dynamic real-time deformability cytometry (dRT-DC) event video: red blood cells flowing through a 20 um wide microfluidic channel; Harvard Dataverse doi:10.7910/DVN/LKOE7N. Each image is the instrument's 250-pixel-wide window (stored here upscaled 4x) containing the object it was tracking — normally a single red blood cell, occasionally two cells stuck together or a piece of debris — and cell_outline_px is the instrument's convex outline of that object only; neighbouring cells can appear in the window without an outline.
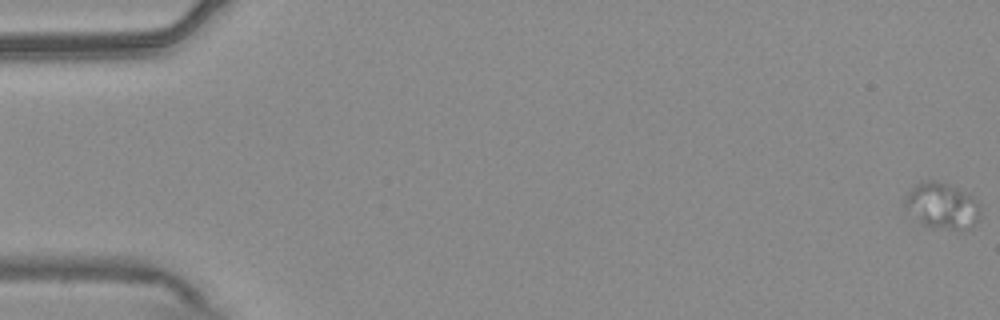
{"species": "common noctule bat (a hibernating species)", "species_latin": "Nyctalus noctula", "temperature_condition": "warm", "stored_images_in_passage": 56, "camera_frame_rate_fps": 3000, "um_per_image_px": 0.085, "animal": {"sex": "male", "body_mass_g": 20.4}, "frame": {"image": 1, "passage_image": 1, "time_ms": 0.0, "image_size_px": [1000, 320], "cell_outline_px": [[980, 216], [972, 228], [960, 232], [920, 224], [904, 204], [904, 196], [916, 184], [924, 180], [936, 180], [948, 184], [972, 196], [980, 204]], "centroid_in_image_um": [80.1, 17.52], "position_along_channel_um": 4.9, "area_um2": 20.52}}
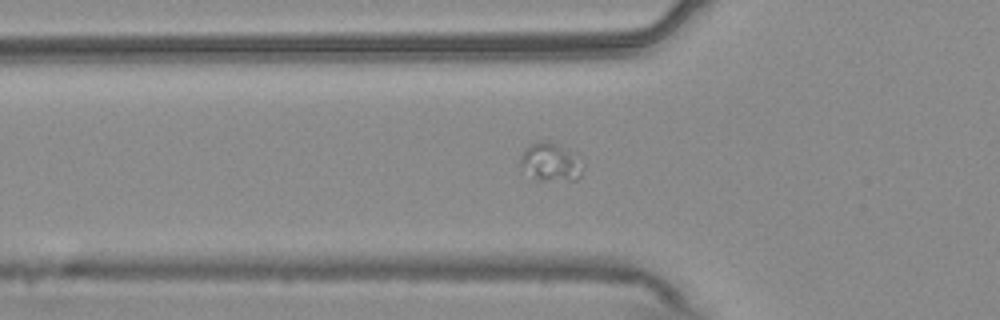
{"frame": {"image": 2, "passage_image": 20, "time_ms": 6.333, "image_size_px": [1000, 320], "cell_outline_px": [[584, 168], [580, 176], [576, 180], [540, 180], [520, 168], [516, 164], [524, 148], [540, 140], [548, 140], [580, 152], [584, 164]], "centroid_in_image_um": [46.86, 13.73], "position_along_channel_um": 78.9, "area_um2": 14.8}}
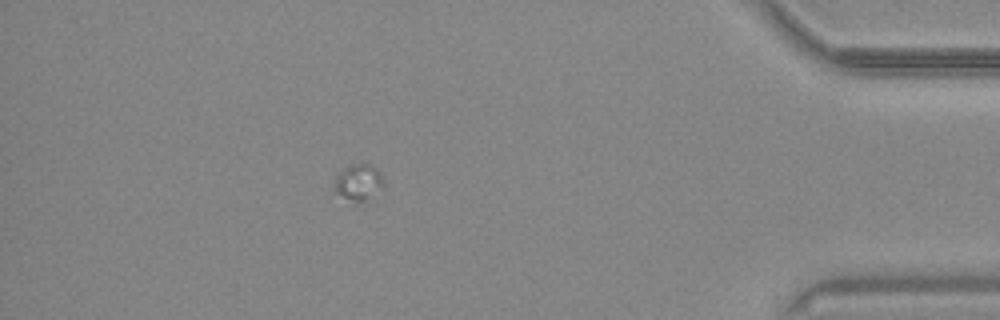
{"frame": {"image": 3, "passage_image": 50, "time_ms": 16.333, "image_size_px": [1000, 320], "cell_outline_px": [[384, 184], [368, 200], [356, 204], [336, 192], [332, 188], [336, 172], [348, 164], [368, 164], [376, 168], [380, 172], [384, 180]], "centroid_in_image_um": [30.42, 15.49], "position_along_channel_um": 404.8, "area_um2": 10.75}}